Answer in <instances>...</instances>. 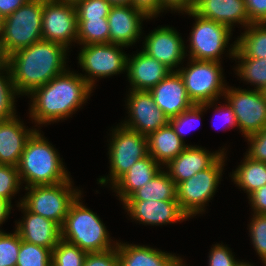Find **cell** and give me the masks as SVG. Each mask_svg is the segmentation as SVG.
I'll return each mask as SVG.
<instances>
[{"label": "cell", "instance_id": "6da1fadb", "mask_svg": "<svg viewBox=\"0 0 266 266\" xmlns=\"http://www.w3.org/2000/svg\"><path fill=\"white\" fill-rule=\"evenodd\" d=\"M92 89L79 73L67 69L27 95L32 102L29 117L39 127L66 120L87 102Z\"/></svg>", "mask_w": 266, "mask_h": 266}, {"label": "cell", "instance_id": "7a4b0ae2", "mask_svg": "<svg viewBox=\"0 0 266 266\" xmlns=\"http://www.w3.org/2000/svg\"><path fill=\"white\" fill-rule=\"evenodd\" d=\"M69 49L51 41L40 40L9 55L8 68L18 95H29L65 72Z\"/></svg>", "mask_w": 266, "mask_h": 266}, {"label": "cell", "instance_id": "3957f363", "mask_svg": "<svg viewBox=\"0 0 266 266\" xmlns=\"http://www.w3.org/2000/svg\"><path fill=\"white\" fill-rule=\"evenodd\" d=\"M17 168L25 187L53 185L71 178L56 148L37 129L26 141Z\"/></svg>", "mask_w": 266, "mask_h": 266}, {"label": "cell", "instance_id": "277c9868", "mask_svg": "<svg viewBox=\"0 0 266 266\" xmlns=\"http://www.w3.org/2000/svg\"><path fill=\"white\" fill-rule=\"evenodd\" d=\"M81 195L79 194L69 207L61 226V239L77 245L87 253L115 248L117 241L112 243L105 224L96 213L82 203Z\"/></svg>", "mask_w": 266, "mask_h": 266}, {"label": "cell", "instance_id": "5b68a950", "mask_svg": "<svg viewBox=\"0 0 266 266\" xmlns=\"http://www.w3.org/2000/svg\"><path fill=\"white\" fill-rule=\"evenodd\" d=\"M72 178L53 185H37L25 187L28 191L20 203L30 212L63 225L72 202L81 194V190L73 188Z\"/></svg>", "mask_w": 266, "mask_h": 266}, {"label": "cell", "instance_id": "8992f818", "mask_svg": "<svg viewBox=\"0 0 266 266\" xmlns=\"http://www.w3.org/2000/svg\"><path fill=\"white\" fill-rule=\"evenodd\" d=\"M187 67H179L188 97L194 105L218 101L227 88L221 62L188 58Z\"/></svg>", "mask_w": 266, "mask_h": 266}, {"label": "cell", "instance_id": "52a82bcc", "mask_svg": "<svg viewBox=\"0 0 266 266\" xmlns=\"http://www.w3.org/2000/svg\"><path fill=\"white\" fill-rule=\"evenodd\" d=\"M109 143L110 174L98 178L100 185H113L138 160L148 155L146 135L129 130L122 125L112 128ZM110 177V178H109ZM110 181V182H109Z\"/></svg>", "mask_w": 266, "mask_h": 266}, {"label": "cell", "instance_id": "ba28073f", "mask_svg": "<svg viewBox=\"0 0 266 266\" xmlns=\"http://www.w3.org/2000/svg\"><path fill=\"white\" fill-rule=\"evenodd\" d=\"M44 0H29L4 18L3 45L9 55L42 40V10Z\"/></svg>", "mask_w": 266, "mask_h": 266}, {"label": "cell", "instance_id": "9c48e42d", "mask_svg": "<svg viewBox=\"0 0 266 266\" xmlns=\"http://www.w3.org/2000/svg\"><path fill=\"white\" fill-rule=\"evenodd\" d=\"M225 153L209 168L177 185V201L182 211L189 217L205 212L207 202L212 200L222 178Z\"/></svg>", "mask_w": 266, "mask_h": 266}, {"label": "cell", "instance_id": "30bf717a", "mask_svg": "<svg viewBox=\"0 0 266 266\" xmlns=\"http://www.w3.org/2000/svg\"><path fill=\"white\" fill-rule=\"evenodd\" d=\"M124 47L112 43L88 44L81 47L77 58L86 75H80L94 88L97 77L101 79L127 71L128 56L122 51Z\"/></svg>", "mask_w": 266, "mask_h": 266}, {"label": "cell", "instance_id": "8fae6325", "mask_svg": "<svg viewBox=\"0 0 266 266\" xmlns=\"http://www.w3.org/2000/svg\"><path fill=\"white\" fill-rule=\"evenodd\" d=\"M195 19L189 38V58L221 62L228 47L232 30L219 22L200 17L193 10L185 12Z\"/></svg>", "mask_w": 266, "mask_h": 266}, {"label": "cell", "instance_id": "7c38bea8", "mask_svg": "<svg viewBox=\"0 0 266 266\" xmlns=\"http://www.w3.org/2000/svg\"><path fill=\"white\" fill-rule=\"evenodd\" d=\"M232 108L238 129L244 137L266 126V97L263 90H246L227 86L224 97Z\"/></svg>", "mask_w": 266, "mask_h": 266}, {"label": "cell", "instance_id": "4fadbf2b", "mask_svg": "<svg viewBox=\"0 0 266 266\" xmlns=\"http://www.w3.org/2000/svg\"><path fill=\"white\" fill-rule=\"evenodd\" d=\"M78 18L75 4L44 0L42 10V39L59 43L70 49L77 43Z\"/></svg>", "mask_w": 266, "mask_h": 266}, {"label": "cell", "instance_id": "5bb4252c", "mask_svg": "<svg viewBox=\"0 0 266 266\" xmlns=\"http://www.w3.org/2000/svg\"><path fill=\"white\" fill-rule=\"evenodd\" d=\"M126 106L129 119L119 124L129 130L148 136L169 123L149 91L130 90Z\"/></svg>", "mask_w": 266, "mask_h": 266}, {"label": "cell", "instance_id": "9a60e30c", "mask_svg": "<svg viewBox=\"0 0 266 266\" xmlns=\"http://www.w3.org/2000/svg\"><path fill=\"white\" fill-rule=\"evenodd\" d=\"M144 38L143 52L171 71H178L179 64L183 63L187 54V47L178 31L170 26L158 27Z\"/></svg>", "mask_w": 266, "mask_h": 266}, {"label": "cell", "instance_id": "2e32d148", "mask_svg": "<svg viewBox=\"0 0 266 266\" xmlns=\"http://www.w3.org/2000/svg\"><path fill=\"white\" fill-rule=\"evenodd\" d=\"M122 205L132 220L144 225L181 223L189 218L177 200L124 201Z\"/></svg>", "mask_w": 266, "mask_h": 266}, {"label": "cell", "instance_id": "e0dca14e", "mask_svg": "<svg viewBox=\"0 0 266 266\" xmlns=\"http://www.w3.org/2000/svg\"><path fill=\"white\" fill-rule=\"evenodd\" d=\"M150 19L142 11L131 5H118L110 8L107 16L109 43L130 47L142 34V21Z\"/></svg>", "mask_w": 266, "mask_h": 266}, {"label": "cell", "instance_id": "ac0fdd59", "mask_svg": "<svg viewBox=\"0 0 266 266\" xmlns=\"http://www.w3.org/2000/svg\"><path fill=\"white\" fill-rule=\"evenodd\" d=\"M224 151L223 147L222 150L211 153L199 146L187 145L176 158L165 165V171L178 185L197 172L211 167L225 153Z\"/></svg>", "mask_w": 266, "mask_h": 266}, {"label": "cell", "instance_id": "d6986e66", "mask_svg": "<svg viewBox=\"0 0 266 266\" xmlns=\"http://www.w3.org/2000/svg\"><path fill=\"white\" fill-rule=\"evenodd\" d=\"M157 106L171 119L194 106L188 97L183 78L178 71H171L149 91Z\"/></svg>", "mask_w": 266, "mask_h": 266}, {"label": "cell", "instance_id": "ffe728a7", "mask_svg": "<svg viewBox=\"0 0 266 266\" xmlns=\"http://www.w3.org/2000/svg\"><path fill=\"white\" fill-rule=\"evenodd\" d=\"M17 207L24 214L23 219L16 222V231L21 240L36 244L51 251L61 240V226L43 216L28 211L20 202Z\"/></svg>", "mask_w": 266, "mask_h": 266}, {"label": "cell", "instance_id": "44dd1931", "mask_svg": "<svg viewBox=\"0 0 266 266\" xmlns=\"http://www.w3.org/2000/svg\"><path fill=\"white\" fill-rule=\"evenodd\" d=\"M127 78L131 90L150 91L162 81L171 70L148 56L142 50L127 58Z\"/></svg>", "mask_w": 266, "mask_h": 266}, {"label": "cell", "instance_id": "7402d4cb", "mask_svg": "<svg viewBox=\"0 0 266 266\" xmlns=\"http://www.w3.org/2000/svg\"><path fill=\"white\" fill-rule=\"evenodd\" d=\"M193 11L200 17L219 22L231 30L236 23L244 29L252 23L246 11L245 0H196Z\"/></svg>", "mask_w": 266, "mask_h": 266}, {"label": "cell", "instance_id": "603a6c76", "mask_svg": "<svg viewBox=\"0 0 266 266\" xmlns=\"http://www.w3.org/2000/svg\"><path fill=\"white\" fill-rule=\"evenodd\" d=\"M36 128H27L17 115L0 121V164L18 166L26 141Z\"/></svg>", "mask_w": 266, "mask_h": 266}, {"label": "cell", "instance_id": "cb8c5ba5", "mask_svg": "<svg viewBox=\"0 0 266 266\" xmlns=\"http://www.w3.org/2000/svg\"><path fill=\"white\" fill-rule=\"evenodd\" d=\"M162 168L165 166L162 167L148 154L134 163L111 188L123 203L134 191L151 181Z\"/></svg>", "mask_w": 266, "mask_h": 266}, {"label": "cell", "instance_id": "d4e9b609", "mask_svg": "<svg viewBox=\"0 0 266 266\" xmlns=\"http://www.w3.org/2000/svg\"><path fill=\"white\" fill-rule=\"evenodd\" d=\"M120 266H170L179 256L158 248L117 242Z\"/></svg>", "mask_w": 266, "mask_h": 266}, {"label": "cell", "instance_id": "484cf974", "mask_svg": "<svg viewBox=\"0 0 266 266\" xmlns=\"http://www.w3.org/2000/svg\"><path fill=\"white\" fill-rule=\"evenodd\" d=\"M147 139L148 154L162 166L176 158L187 146L170 123L151 132Z\"/></svg>", "mask_w": 266, "mask_h": 266}, {"label": "cell", "instance_id": "4316f807", "mask_svg": "<svg viewBox=\"0 0 266 266\" xmlns=\"http://www.w3.org/2000/svg\"><path fill=\"white\" fill-rule=\"evenodd\" d=\"M163 169L151 181L134 191L125 201L177 200V185Z\"/></svg>", "mask_w": 266, "mask_h": 266}, {"label": "cell", "instance_id": "83f0119b", "mask_svg": "<svg viewBox=\"0 0 266 266\" xmlns=\"http://www.w3.org/2000/svg\"><path fill=\"white\" fill-rule=\"evenodd\" d=\"M236 40L235 54L239 58L261 59L266 57V25L251 23Z\"/></svg>", "mask_w": 266, "mask_h": 266}, {"label": "cell", "instance_id": "f1b7e54d", "mask_svg": "<svg viewBox=\"0 0 266 266\" xmlns=\"http://www.w3.org/2000/svg\"><path fill=\"white\" fill-rule=\"evenodd\" d=\"M243 162L232 172L231 178L249 196L266 184V162L250 159L246 155Z\"/></svg>", "mask_w": 266, "mask_h": 266}, {"label": "cell", "instance_id": "f546056e", "mask_svg": "<svg viewBox=\"0 0 266 266\" xmlns=\"http://www.w3.org/2000/svg\"><path fill=\"white\" fill-rule=\"evenodd\" d=\"M228 49L229 57L238 60L235 71L236 75L247 84L254 85V90H264L266 88V57L261 59L255 58H239L236 54V40Z\"/></svg>", "mask_w": 266, "mask_h": 266}, {"label": "cell", "instance_id": "4dcf8cb0", "mask_svg": "<svg viewBox=\"0 0 266 266\" xmlns=\"http://www.w3.org/2000/svg\"><path fill=\"white\" fill-rule=\"evenodd\" d=\"M77 43L80 45L109 43L107 18L78 19Z\"/></svg>", "mask_w": 266, "mask_h": 266}, {"label": "cell", "instance_id": "1f68e13d", "mask_svg": "<svg viewBox=\"0 0 266 266\" xmlns=\"http://www.w3.org/2000/svg\"><path fill=\"white\" fill-rule=\"evenodd\" d=\"M16 96L18 94L13 86L8 66H0V121L16 116Z\"/></svg>", "mask_w": 266, "mask_h": 266}, {"label": "cell", "instance_id": "d6a6232c", "mask_svg": "<svg viewBox=\"0 0 266 266\" xmlns=\"http://www.w3.org/2000/svg\"><path fill=\"white\" fill-rule=\"evenodd\" d=\"M87 252L77 245L61 239L52 250V263L55 266H84Z\"/></svg>", "mask_w": 266, "mask_h": 266}, {"label": "cell", "instance_id": "836d02e7", "mask_svg": "<svg viewBox=\"0 0 266 266\" xmlns=\"http://www.w3.org/2000/svg\"><path fill=\"white\" fill-rule=\"evenodd\" d=\"M51 263L50 249L21 240L16 266H49Z\"/></svg>", "mask_w": 266, "mask_h": 266}, {"label": "cell", "instance_id": "e575fe53", "mask_svg": "<svg viewBox=\"0 0 266 266\" xmlns=\"http://www.w3.org/2000/svg\"><path fill=\"white\" fill-rule=\"evenodd\" d=\"M216 102L217 101H212L201 105H194L189 110L169 119V123L184 143V133H187L195 128L192 127L193 124H198V121L201 120V115H203V112H205L208 108L213 107ZM195 121L198 123H195Z\"/></svg>", "mask_w": 266, "mask_h": 266}, {"label": "cell", "instance_id": "d590c367", "mask_svg": "<svg viewBox=\"0 0 266 266\" xmlns=\"http://www.w3.org/2000/svg\"><path fill=\"white\" fill-rule=\"evenodd\" d=\"M21 184L17 166L0 164V200L11 204Z\"/></svg>", "mask_w": 266, "mask_h": 266}, {"label": "cell", "instance_id": "8d00e7d4", "mask_svg": "<svg viewBox=\"0 0 266 266\" xmlns=\"http://www.w3.org/2000/svg\"><path fill=\"white\" fill-rule=\"evenodd\" d=\"M6 233L0 230V266H16L19 257L21 237L15 230Z\"/></svg>", "mask_w": 266, "mask_h": 266}, {"label": "cell", "instance_id": "74e56055", "mask_svg": "<svg viewBox=\"0 0 266 266\" xmlns=\"http://www.w3.org/2000/svg\"><path fill=\"white\" fill-rule=\"evenodd\" d=\"M252 215L251 222L248 224L250 240L254 250L266 266V214L254 213Z\"/></svg>", "mask_w": 266, "mask_h": 266}, {"label": "cell", "instance_id": "f35d334b", "mask_svg": "<svg viewBox=\"0 0 266 266\" xmlns=\"http://www.w3.org/2000/svg\"><path fill=\"white\" fill-rule=\"evenodd\" d=\"M78 19L107 18L112 5L107 0H80L75 4Z\"/></svg>", "mask_w": 266, "mask_h": 266}, {"label": "cell", "instance_id": "ab89813d", "mask_svg": "<svg viewBox=\"0 0 266 266\" xmlns=\"http://www.w3.org/2000/svg\"><path fill=\"white\" fill-rule=\"evenodd\" d=\"M245 138L250 146L245 155L252 160L266 162V126Z\"/></svg>", "mask_w": 266, "mask_h": 266}, {"label": "cell", "instance_id": "60d3db41", "mask_svg": "<svg viewBox=\"0 0 266 266\" xmlns=\"http://www.w3.org/2000/svg\"><path fill=\"white\" fill-rule=\"evenodd\" d=\"M232 254L229 247L222 243L215 244L210 249L208 266H236L238 260Z\"/></svg>", "mask_w": 266, "mask_h": 266}, {"label": "cell", "instance_id": "b9f144b4", "mask_svg": "<svg viewBox=\"0 0 266 266\" xmlns=\"http://www.w3.org/2000/svg\"><path fill=\"white\" fill-rule=\"evenodd\" d=\"M84 266H120L117 249L87 253Z\"/></svg>", "mask_w": 266, "mask_h": 266}, {"label": "cell", "instance_id": "7bdbcfd3", "mask_svg": "<svg viewBox=\"0 0 266 266\" xmlns=\"http://www.w3.org/2000/svg\"><path fill=\"white\" fill-rule=\"evenodd\" d=\"M246 11L252 23L266 20V0H245Z\"/></svg>", "mask_w": 266, "mask_h": 266}, {"label": "cell", "instance_id": "ee69618b", "mask_svg": "<svg viewBox=\"0 0 266 266\" xmlns=\"http://www.w3.org/2000/svg\"><path fill=\"white\" fill-rule=\"evenodd\" d=\"M196 0H160V13L164 10L175 11L178 13L194 10Z\"/></svg>", "mask_w": 266, "mask_h": 266}, {"label": "cell", "instance_id": "f6af8a7d", "mask_svg": "<svg viewBox=\"0 0 266 266\" xmlns=\"http://www.w3.org/2000/svg\"><path fill=\"white\" fill-rule=\"evenodd\" d=\"M130 5L152 19L160 14V0H131Z\"/></svg>", "mask_w": 266, "mask_h": 266}, {"label": "cell", "instance_id": "bcb514c9", "mask_svg": "<svg viewBox=\"0 0 266 266\" xmlns=\"http://www.w3.org/2000/svg\"><path fill=\"white\" fill-rule=\"evenodd\" d=\"M248 198L253 213L266 214V184L251 193Z\"/></svg>", "mask_w": 266, "mask_h": 266}, {"label": "cell", "instance_id": "7dc6e473", "mask_svg": "<svg viewBox=\"0 0 266 266\" xmlns=\"http://www.w3.org/2000/svg\"><path fill=\"white\" fill-rule=\"evenodd\" d=\"M215 115H218L219 114V118L220 120H222V124H224L223 126H225L224 129L227 130V127L230 129V128H233V127H237L238 128V125H237V121H236V117H235V114L232 110V108L229 106V104L225 103V105H220L218 106V104L215 106ZM218 117V116H217ZM218 118V119H219ZM222 118V119H221ZM218 119L216 118V120L218 121ZM213 126H215V123L213 124ZM218 126H215V128H217Z\"/></svg>", "mask_w": 266, "mask_h": 266}, {"label": "cell", "instance_id": "c3c4849f", "mask_svg": "<svg viewBox=\"0 0 266 266\" xmlns=\"http://www.w3.org/2000/svg\"><path fill=\"white\" fill-rule=\"evenodd\" d=\"M29 0H0V14L5 18L25 5Z\"/></svg>", "mask_w": 266, "mask_h": 266}, {"label": "cell", "instance_id": "681fc988", "mask_svg": "<svg viewBox=\"0 0 266 266\" xmlns=\"http://www.w3.org/2000/svg\"><path fill=\"white\" fill-rule=\"evenodd\" d=\"M12 207V204L6 202L5 200H0V226L8 219Z\"/></svg>", "mask_w": 266, "mask_h": 266}, {"label": "cell", "instance_id": "f907efd6", "mask_svg": "<svg viewBox=\"0 0 266 266\" xmlns=\"http://www.w3.org/2000/svg\"><path fill=\"white\" fill-rule=\"evenodd\" d=\"M9 54L3 45L2 30L0 29V66H8Z\"/></svg>", "mask_w": 266, "mask_h": 266}, {"label": "cell", "instance_id": "816d5d0a", "mask_svg": "<svg viewBox=\"0 0 266 266\" xmlns=\"http://www.w3.org/2000/svg\"><path fill=\"white\" fill-rule=\"evenodd\" d=\"M112 6L130 5L131 0H107Z\"/></svg>", "mask_w": 266, "mask_h": 266}, {"label": "cell", "instance_id": "f5cc1de1", "mask_svg": "<svg viewBox=\"0 0 266 266\" xmlns=\"http://www.w3.org/2000/svg\"><path fill=\"white\" fill-rule=\"evenodd\" d=\"M170 266H186V265L184 264L183 258H180L179 256Z\"/></svg>", "mask_w": 266, "mask_h": 266}, {"label": "cell", "instance_id": "db71d44e", "mask_svg": "<svg viewBox=\"0 0 266 266\" xmlns=\"http://www.w3.org/2000/svg\"><path fill=\"white\" fill-rule=\"evenodd\" d=\"M236 266H254V265L253 264H249L248 262L246 263L244 261H238Z\"/></svg>", "mask_w": 266, "mask_h": 266}, {"label": "cell", "instance_id": "11a10c76", "mask_svg": "<svg viewBox=\"0 0 266 266\" xmlns=\"http://www.w3.org/2000/svg\"><path fill=\"white\" fill-rule=\"evenodd\" d=\"M57 1L76 4L80 0H57Z\"/></svg>", "mask_w": 266, "mask_h": 266}, {"label": "cell", "instance_id": "9f6ffc18", "mask_svg": "<svg viewBox=\"0 0 266 266\" xmlns=\"http://www.w3.org/2000/svg\"><path fill=\"white\" fill-rule=\"evenodd\" d=\"M4 17L0 14V29L2 28Z\"/></svg>", "mask_w": 266, "mask_h": 266}, {"label": "cell", "instance_id": "6f0895ef", "mask_svg": "<svg viewBox=\"0 0 266 266\" xmlns=\"http://www.w3.org/2000/svg\"><path fill=\"white\" fill-rule=\"evenodd\" d=\"M263 93H264V95H265V97H266V88L263 90Z\"/></svg>", "mask_w": 266, "mask_h": 266}]
</instances>
